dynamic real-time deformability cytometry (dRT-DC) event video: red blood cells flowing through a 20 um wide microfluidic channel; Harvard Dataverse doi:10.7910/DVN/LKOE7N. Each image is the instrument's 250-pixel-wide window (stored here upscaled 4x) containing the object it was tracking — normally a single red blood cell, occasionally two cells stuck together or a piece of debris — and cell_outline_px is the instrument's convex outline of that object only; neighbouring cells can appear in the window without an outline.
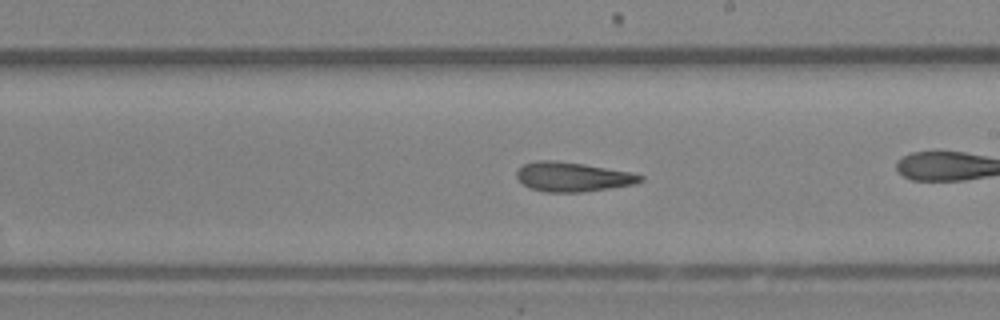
{"species": "Egyptian fruit bat (a non-hibernating species)", "species_latin": "Rousettus aegyptiacus", "temperature_condition": "room temperature", "stored_images_in_passage": 47, "camera_frame_rate_fps": 3000, "um_per_image_px": 0.085, "animal": {"sex": "female"}, "frame": {"image": 1, "passage_image": 27, "time_ms": 8.667, "image_size_px": [1000, 320], "cell_outline_px": [[644, 180], [636, 184], [580, 192], [544, 192], [528, 188], [516, 176], [516, 172], [524, 164], [536, 160], [556, 160], [584, 164], [632, 172], [644, 176]], "centroid_in_image_um": [48.69, 15.03], "position_along_channel_um": 240.3, "area_um2": 21.27}, "authors_computed_cell_mechanics": {"area_um2": 21.5594, "velocity_mm_per_s": 4.3756, "shape_relaxation_time_tau1_ms": 3.8856, "shape_relaxation_time_tau2_ms": 3.0652, "deformation_change_tau1": 0.148, "deformation_change_tau2": 0.1382}}